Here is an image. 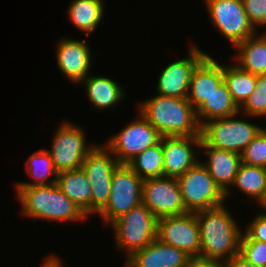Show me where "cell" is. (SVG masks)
I'll return each instance as SVG.
<instances>
[{
  "instance_id": "6da1fadb",
  "label": "cell",
  "mask_w": 266,
  "mask_h": 267,
  "mask_svg": "<svg viewBox=\"0 0 266 267\" xmlns=\"http://www.w3.org/2000/svg\"><path fill=\"white\" fill-rule=\"evenodd\" d=\"M225 204L196 212L200 258L226 263L239 254L242 230Z\"/></svg>"
},
{
  "instance_id": "7a4b0ae2",
  "label": "cell",
  "mask_w": 266,
  "mask_h": 267,
  "mask_svg": "<svg viewBox=\"0 0 266 267\" xmlns=\"http://www.w3.org/2000/svg\"><path fill=\"white\" fill-rule=\"evenodd\" d=\"M138 111L162 137H201L196 109L187 98L157 94L139 103Z\"/></svg>"
},
{
  "instance_id": "3957f363",
  "label": "cell",
  "mask_w": 266,
  "mask_h": 267,
  "mask_svg": "<svg viewBox=\"0 0 266 267\" xmlns=\"http://www.w3.org/2000/svg\"><path fill=\"white\" fill-rule=\"evenodd\" d=\"M25 217L52 222H78L87 219L56 184L15 187Z\"/></svg>"
},
{
  "instance_id": "277c9868",
  "label": "cell",
  "mask_w": 266,
  "mask_h": 267,
  "mask_svg": "<svg viewBox=\"0 0 266 267\" xmlns=\"http://www.w3.org/2000/svg\"><path fill=\"white\" fill-rule=\"evenodd\" d=\"M110 225L114 230L116 247L125 250L126 258L157 238L158 218L143 203Z\"/></svg>"
},
{
  "instance_id": "5b68a950",
  "label": "cell",
  "mask_w": 266,
  "mask_h": 267,
  "mask_svg": "<svg viewBox=\"0 0 266 267\" xmlns=\"http://www.w3.org/2000/svg\"><path fill=\"white\" fill-rule=\"evenodd\" d=\"M239 114L204 123L201 126L202 140L208 146L241 154L264 127L237 119Z\"/></svg>"
},
{
  "instance_id": "8992f818",
  "label": "cell",
  "mask_w": 266,
  "mask_h": 267,
  "mask_svg": "<svg viewBox=\"0 0 266 267\" xmlns=\"http://www.w3.org/2000/svg\"><path fill=\"white\" fill-rule=\"evenodd\" d=\"M177 181L187 212H198L226 203L225 193L200 160L179 176Z\"/></svg>"
},
{
  "instance_id": "52a82bcc",
  "label": "cell",
  "mask_w": 266,
  "mask_h": 267,
  "mask_svg": "<svg viewBox=\"0 0 266 267\" xmlns=\"http://www.w3.org/2000/svg\"><path fill=\"white\" fill-rule=\"evenodd\" d=\"M143 179L127 164H119L113 171L110 195L106 205L97 213L103 223L114 220L142 203Z\"/></svg>"
},
{
  "instance_id": "ba28073f",
  "label": "cell",
  "mask_w": 266,
  "mask_h": 267,
  "mask_svg": "<svg viewBox=\"0 0 266 267\" xmlns=\"http://www.w3.org/2000/svg\"><path fill=\"white\" fill-rule=\"evenodd\" d=\"M83 128L72 122H63L56 129L51 150H47L58 173L81 168L87 154L96 144L86 145Z\"/></svg>"
},
{
  "instance_id": "9c48e42d",
  "label": "cell",
  "mask_w": 266,
  "mask_h": 267,
  "mask_svg": "<svg viewBox=\"0 0 266 267\" xmlns=\"http://www.w3.org/2000/svg\"><path fill=\"white\" fill-rule=\"evenodd\" d=\"M121 131L108 139L105 146L113 153L119 164H128L147 148L157 144L161 135L140 113Z\"/></svg>"
},
{
  "instance_id": "30bf717a",
  "label": "cell",
  "mask_w": 266,
  "mask_h": 267,
  "mask_svg": "<svg viewBox=\"0 0 266 267\" xmlns=\"http://www.w3.org/2000/svg\"><path fill=\"white\" fill-rule=\"evenodd\" d=\"M205 4L211 22L233 47L258 32L250 23L242 0H205Z\"/></svg>"
},
{
  "instance_id": "8fae6325",
  "label": "cell",
  "mask_w": 266,
  "mask_h": 267,
  "mask_svg": "<svg viewBox=\"0 0 266 267\" xmlns=\"http://www.w3.org/2000/svg\"><path fill=\"white\" fill-rule=\"evenodd\" d=\"M101 146L96 145L81 165L91 186V215L97 214L106 205L113 171L119 165L113 153L106 146Z\"/></svg>"
},
{
  "instance_id": "7c38bea8",
  "label": "cell",
  "mask_w": 266,
  "mask_h": 267,
  "mask_svg": "<svg viewBox=\"0 0 266 267\" xmlns=\"http://www.w3.org/2000/svg\"><path fill=\"white\" fill-rule=\"evenodd\" d=\"M142 203L158 218L187 213L175 177L143 180Z\"/></svg>"
},
{
  "instance_id": "4fadbf2b",
  "label": "cell",
  "mask_w": 266,
  "mask_h": 267,
  "mask_svg": "<svg viewBox=\"0 0 266 267\" xmlns=\"http://www.w3.org/2000/svg\"><path fill=\"white\" fill-rule=\"evenodd\" d=\"M157 239L190 257H199L201 245L196 212L158 219Z\"/></svg>"
},
{
  "instance_id": "5bb4252c",
  "label": "cell",
  "mask_w": 266,
  "mask_h": 267,
  "mask_svg": "<svg viewBox=\"0 0 266 267\" xmlns=\"http://www.w3.org/2000/svg\"><path fill=\"white\" fill-rule=\"evenodd\" d=\"M185 58L168 64L163 68L157 81V94L187 98L191 76L196 66L208 55L197 45H190Z\"/></svg>"
},
{
  "instance_id": "9a60e30c",
  "label": "cell",
  "mask_w": 266,
  "mask_h": 267,
  "mask_svg": "<svg viewBox=\"0 0 266 267\" xmlns=\"http://www.w3.org/2000/svg\"><path fill=\"white\" fill-rule=\"evenodd\" d=\"M201 140L202 137H162L163 176L178 178L193 167L199 161L196 154L201 153Z\"/></svg>"
},
{
  "instance_id": "2e32d148",
  "label": "cell",
  "mask_w": 266,
  "mask_h": 267,
  "mask_svg": "<svg viewBox=\"0 0 266 267\" xmlns=\"http://www.w3.org/2000/svg\"><path fill=\"white\" fill-rule=\"evenodd\" d=\"M56 61L60 71L73 83H81L89 76L91 52L87 42L62 38L56 44Z\"/></svg>"
},
{
  "instance_id": "e0dca14e",
  "label": "cell",
  "mask_w": 266,
  "mask_h": 267,
  "mask_svg": "<svg viewBox=\"0 0 266 267\" xmlns=\"http://www.w3.org/2000/svg\"><path fill=\"white\" fill-rule=\"evenodd\" d=\"M199 148L208 158L202 164L225 193V198L228 199V196L231 195V186L242 164L241 154L208 146L203 140H201Z\"/></svg>"
},
{
  "instance_id": "ac0fdd59",
  "label": "cell",
  "mask_w": 266,
  "mask_h": 267,
  "mask_svg": "<svg viewBox=\"0 0 266 267\" xmlns=\"http://www.w3.org/2000/svg\"><path fill=\"white\" fill-rule=\"evenodd\" d=\"M223 81V65L208 54L192 73L188 101L197 110Z\"/></svg>"
},
{
  "instance_id": "d6986e66",
  "label": "cell",
  "mask_w": 266,
  "mask_h": 267,
  "mask_svg": "<svg viewBox=\"0 0 266 267\" xmlns=\"http://www.w3.org/2000/svg\"><path fill=\"white\" fill-rule=\"evenodd\" d=\"M191 257L157 238L145 248L133 252L125 262L130 267H184Z\"/></svg>"
},
{
  "instance_id": "ffe728a7",
  "label": "cell",
  "mask_w": 266,
  "mask_h": 267,
  "mask_svg": "<svg viewBox=\"0 0 266 267\" xmlns=\"http://www.w3.org/2000/svg\"><path fill=\"white\" fill-rule=\"evenodd\" d=\"M81 84L85 86L86 97L99 110L115 107L125 97L123 86L105 75H89Z\"/></svg>"
},
{
  "instance_id": "44dd1931",
  "label": "cell",
  "mask_w": 266,
  "mask_h": 267,
  "mask_svg": "<svg viewBox=\"0 0 266 267\" xmlns=\"http://www.w3.org/2000/svg\"><path fill=\"white\" fill-rule=\"evenodd\" d=\"M57 187L88 217L91 216V186L81 168L58 173Z\"/></svg>"
},
{
  "instance_id": "7402d4cb",
  "label": "cell",
  "mask_w": 266,
  "mask_h": 267,
  "mask_svg": "<svg viewBox=\"0 0 266 267\" xmlns=\"http://www.w3.org/2000/svg\"><path fill=\"white\" fill-rule=\"evenodd\" d=\"M256 33L237 44L235 64L254 75H266V36Z\"/></svg>"
},
{
  "instance_id": "603a6c76",
  "label": "cell",
  "mask_w": 266,
  "mask_h": 267,
  "mask_svg": "<svg viewBox=\"0 0 266 267\" xmlns=\"http://www.w3.org/2000/svg\"><path fill=\"white\" fill-rule=\"evenodd\" d=\"M104 6L103 0H72L67 13L71 23L88 36L102 21Z\"/></svg>"
},
{
  "instance_id": "cb8c5ba5",
  "label": "cell",
  "mask_w": 266,
  "mask_h": 267,
  "mask_svg": "<svg viewBox=\"0 0 266 267\" xmlns=\"http://www.w3.org/2000/svg\"><path fill=\"white\" fill-rule=\"evenodd\" d=\"M238 113L239 108L234 103L224 81L196 110L197 118L201 126L209 120L224 118Z\"/></svg>"
},
{
  "instance_id": "d4e9b609",
  "label": "cell",
  "mask_w": 266,
  "mask_h": 267,
  "mask_svg": "<svg viewBox=\"0 0 266 267\" xmlns=\"http://www.w3.org/2000/svg\"><path fill=\"white\" fill-rule=\"evenodd\" d=\"M232 186L261 205L266 199V168L242 163Z\"/></svg>"
},
{
  "instance_id": "484cf974",
  "label": "cell",
  "mask_w": 266,
  "mask_h": 267,
  "mask_svg": "<svg viewBox=\"0 0 266 267\" xmlns=\"http://www.w3.org/2000/svg\"><path fill=\"white\" fill-rule=\"evenodd\" d=\"M224 82L234 103L240 108L256 87L257 75L241 69L237 64L223 65Z\"/></svg>"
},
{
  "instance_id": "4316f807",
  "label": "cell",
  "mask_w": 266,
  "mask_h": 267,
  "mask_svg": "<svg viewBox=\"0 0 266 267\" xmlns=\"http://www.w3.org/2000/svg\"><path fill=\"white\" fill-rule=\"evenodd\" d=\"M26 170L29 177L33 178V182H18L16 187H29L40 185L56 184L58 172L56 171L52 158L46 149L34 152L29 156L26 162ZM55 178H50V176Z\"/></svg>"
},
{
  "instance_id": "83f0119b",
  "label": "cell",
  "mask_w": 266,
  "mask_h": 267,
  "mask_svg": "<svg viewBox=\"0 0 266 267\" xmlns=\"http://www.w3.org/2000/svg\"><path fill=\"white\" fill-rule=\"evenodd\" d=\"M163 150L161 140L134 157L127 165L143 180L163 177Z\"/></svg>"
},
{
  "instance_id": "f1b7e54d",
  "label": "cell",
  "mask_w": 266,
  "mask_h": 267,
  "mask_svg": "<svg viewBox=\"0 0 266 267\" xmlns=\"http://www.w3.org/2000/svg\"><path fill=\"white\" fill-rule=\"evenodd\" d=\"M243 111V112H242ZM245 116L265 118L266 116V75H257L256 87L245 103L239 108ZM260 116V117H259Z\"/></svg>"
},
{
  "instance_id": "f546056e",
  "label": "cell",
  "mask_w": 266,
  "mask_h": 267,
  "mask_svg": "<svg viewBox=\"0 0 266 267\" xmlns=\"http://www.w3.org/2000/svg\"><path fill=\"white\" fill-rule=\"evenodd\" d=\"M242 163L266 168V129L264 128L241 153Z\"/></svg>"
},
{
  "instance_id": "4dcf8cb0",
  "label": "cell",
  "mask_w": 266,
  "mask_h": 267,
  "mask_svg": "<svg viewBox=\"0 0 266 267\" xmlns=\"http://www.w3.org/2000/svg\"><path fill=\"white\" fill-rule=\"evenodd\" d=\"M239 255L258 267H266V243L258 240H240Z\"/></svg>"
},
{
  "instance_id": "1f68e13d",
  "label": "cell",
  "mask_w": 266,
  "mask_h": 267,
  "mask_svg": "<svg viewBox=\"0 0 266 267\" xmlns=\"http://www.w3.org/2000/svg\"><path fill=\"white\" fill-rule=\"evenodd\" d=\"M250 23L257 30L266 26V0H242Z\"/></svg>"
},
{
  "instance_id": "d6a6232c",
  "label": "cell",
  "mask_w": 266,
  "mask_h": 267,
  "mask_svg": "<svg viewBox=\"0 0 266 267\" xmlns=\"http://www.w3.org/2000/svg\"><path fill=\"white\" fill-rule=\"evenodd\" d=\"M245 228L246 231H243L240 240H258L266 243V210L259 212Z\"/></svg>"
},
{
  "instance_id": "836d02e7",
  "label": "cell",
  "mask_w": 266,
  "mask_h": 267,
  "mask_svg": "<svg viewBox=\"0 0 266 267\" xmlns=\"http://www.w3.org/2000/svg\"><path fill=\"white\" fill-rule=\"evenodd\" d=\"M184 267H225V263L200 257H191Z\"/></svg>"
},
{
  "instance_id": "e575fe53",
  "label": "cell",
  "mask_w": 266,
  "mask_h": 267,
  "mask_svg": "<svg viewBox=\"0 0 266 267\" xmlns=\"http://www.w3.org/2000/svg\"><path fill=\"white\" fill-rule=\"evenodd\" d=\"M225 267H258L242 258L239 254L225 263Z\"/></svg>"
},
{
  "instance_id": "d590c367",
  "label": "cell",
  "mask_w": 266,
  "mask_h": 267,
  "mask_svg": "<svg viewBox=\"0 0 266 267\" xmlns=\"http://www.w3.org/2000/svg\"><path fill=\"white\" fill-rule=\"evenodd\" d=\"M62 260L55 255H48L44 260L42 267H63Z\"/></svg>"
},
{
  "instance_id": "8d00e7d4",
  "label": "cell",
  "mask_w": 266,
  "mask_h": 267,
  "mask_svg": "<svg viewBox=\"0 0 266 267\" xmlns=\"http://www.w3.org/2000/svg\"><path fill=\"white\" fill-rule=\"evenodd\" d=\"M261 208H262V210H263V209L266 210V199H265V201L261 204Z\"/></svg>"
},
{
  "instance_id": "74e56055",
  "label": "cell",
  "mask_w": 266,
  "mask_h": 267,
  "mask_svg": "<svg viewBox=\"0 0 266 267\" xmlns=\"http://www.w3.org/2000/svg\"><path fill=\"white\" fill-rule=\"evenodd\" d=\"M125 264V266L124 267H130L127 263H124Z\"/></svg>"
}]
</instances>
